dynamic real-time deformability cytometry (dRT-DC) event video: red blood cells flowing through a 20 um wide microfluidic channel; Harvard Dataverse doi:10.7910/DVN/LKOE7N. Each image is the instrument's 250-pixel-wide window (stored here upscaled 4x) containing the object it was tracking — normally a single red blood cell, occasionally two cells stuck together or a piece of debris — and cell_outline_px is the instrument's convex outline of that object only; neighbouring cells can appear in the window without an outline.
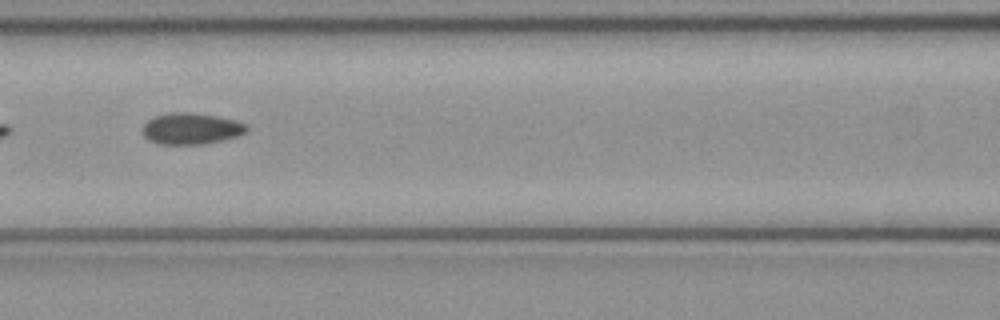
{"species": "common noctule bat (a hibernating species)", "species_latin": "Nyctalus noctula", "temperature_condition": "cold", "stored_images_in_passage": 6, "camera_frame_rate_fps": 3000, "um_per_image_px": 0.085, "animal": {"sex": "female", "body_mass_g": 21.9}, "frame": {"image": 1, "passage_image": 6, "time_ms": 1.667, "image_size_px": [1000, 320], "cell_outline_px": [[248, 128], [240, 136], [224, 140], [204, 144], [160, 144], [148, 140], [144, 136], [144, 124], [148, 120], [156, 116], [172, 112], [184, 112], [216, 116], [236, 120], [248, 124]], "centroid_in_image_um": [16.29, 10.94], "position_along_channel_um": 150.3, "area_um2": 18.96}}